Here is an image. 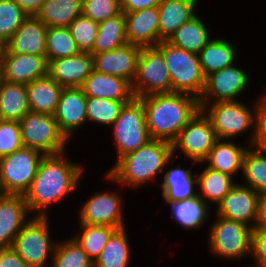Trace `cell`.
Wrapping results in <instances>:
<instances>
[{
	"mask_svg": "<svg viewBox=\"0 0 266 267\" xmlns=\"http://www.w3.org/2000/svg\"><path fill=\"white\" fill-rule=\"evenodd\" d=\"M67 152L46 155L24 198L30 214L48 217L49 208L78 188L84 175V165L68 160Z\"/></svg>",
	"mask_w": 266,
	"mask_h": 267,
	"instance_id": "6da1fadb",
	"label": "cell"
},
{
	"mask_svg": "<svg viewBox=\"0 0 266 267\" xmlns=\"http://www.w3.org/2000/svg\"><path fill=\"white\" fill-rule=\"evenodd\" d=\"M139 99L144 105L151 139L170 143L200 110L199 100L185 93L152 94Z\"/></svg>",
	"mask_w": 266,
	"mask_h": 267,
	"instance_id": "7a4b0ae2",
	"label": "cell"
},
{
	"mask_svg": "<svg viewBox=\"0 0 266 267\" xmlns=\"http://www.w3.org/2000/svg\"><path fill=\"white\" fill-rule=\"evenodd\" d=\"M173 157L172 143L151 139L136 151L119 158L105 174L111 183L138 189L151 181L169 167L167 162Z\"/></svg>",
	"mask_w": 266,
	"mask_h": 267,
	"instance_id": "3957f363",
	"label": "cell"
},
{
	"mask_svg": "<svg viewBox=\"0 0 266 267\" xmlns=\"http://www.w3.org/2000/svg\"><path fill=\"white\" fill-rule=\"evenodd\" d=\"M255 102V103H254ZM243 101H226L215 103H199L200 110L210 120L218 139L232 140L250 130L248 146L253 145L255 135V109ZM252 108V109H251Z\"/></svg>",
	"mask_w": 266,
	"mask_h": 267,
	"instance_id": "277c9868",
	"label": "cell"
},
{
	"mask_svg": "<svg viewBox=\"0 0 266 267\" xmlns=\"http://www.w3.org/2000/svg\"><path fill=\"white\" fill-rule=\"evenodd\" d=\"M162 55L171 77L172 92L185 93L198 100L203 94L206 77L199 55L161 41L155 47Z\"/></svg>",
	"mask_w": 266,
	"mask_h": 267,
	"instance_id": "5b68a950",
	"label": "cell"
},
{
	"mask_svg": "<svg viewBox=\"0 0 266 267\" xmlns=\"http://www.w3.org/2000/svg\"><path fill=\"white\" fill-rule=\"evenodd\" d=\"M49 217L32 216L12 243L11 248L30 267H50L51 265L58 241L52 239L53 234L51 237Z\"/></svg>",
	"mask_w": 266,
	"mask_h": 267,
	"instance_id": "8992f818",
	"label": "cell"
},
{
	"mask_svg": "<svg viewBox=\"0 0 266 267\" xmlns=\"http://www.w3.org/2000/svg\"><path fill=\"white\" fill-rule=\"evenodd\" d=\"M23 147L31 148L46 155L66 152L69 140L59 130L51 114L29 111L20 121Z\"/></svg>",
	"mask_w": 266,
	"mask_h": 267,
	"instance_id": "52a82bcc",
	"label": "cell"
},
{
	"mask_svg": "<svg viewBox=\"0 0 266 267\" xmlns=\"http://www.w3.org/2000/svg\"><path fill=\"white\" fill-rule=\"evenodd\" d=\"M110 130L117 151L116 160L147 144L151 137L143 102L139 98H134L124 104Z\"/></svg>",
	"mask_w": 266,
	"mask_h": 267,
	"instance_id": "ba28073f",
	"label": "cell"
},
{
	"mask_svg": "<svg viewBox=\"0 0 266 267\" xmlns=\"http://www.w3.org/2000/svg\"><path fill=\"white\" fill-rule=\"evenodd\" d=\"M216 216L208 229L209 253L226 261L242 260L251 255L252 228L244 223Z\"/></svg>",
	"mask_w": 266,
	"mask_h": 267,
	"instance_id": "9c48e42d",
	"label": "cell"
},
{
	"mask_svg": "<svg viewBox=\"0 0 266 267\" xmlns=\"http://www.w3.org/2000/svg\"><path fill=\"white\" fill-rule=\"evenodd\" d=\"M43 157L40 152L23 147L0 158V194L24 195Z\"/></svg>",
	"mask_w": 266,
	"mask_h": 267,
	"instance_id": "30bf717a",
	"label": "cell"
},
{
	"mask_svg": "<svg viewBox=\"0 0 266 267\" xmlns=\"http://www.w3.org/2000/svg\"><path fill=\"white\" fill-rule=\"evenodd\" d=\"M132 90L135 98L172 92L167 65L155 47L140 49Z\"/></svg>",
	"mask_w": 266,
	"mask_h": 267,
	"instance_id": "8fae6325",
	"label": "cell"
},
{
	"mask_svg": "<svg viewBox=\"0 0 266 267\" xmlns=\"http://www.w3.org/2000/svg\"><path fill=\"white\" fill-rule=\"evenodd\" d=\"M217 140L210 120L199 110L172 142L173 156L183 154L184 160L202 163Z\"/></svg>",
	"mask_w": 266,
	"mask_h": 267,
	"instance_id": "7c38bea8",
	"label": "cell"
},
{
	"mask_svg": "<svg viewBox=\"0 0 266 267\" xmlns=\"http://www.w3.org/2000/svg\"><path fill=\"white\" fill-rule=\"evenodd\" d=\"M122 198L119 191L94 192L80 207L79 223L112 226L118 229L127 227L123 219Z\"/></svg>",
	"mask_w": 266,
	"mask_h": 267,
	"instance_id": "4fadbf2b",
	"label": "cell"
},
{
	"mask_svg": "<svg viewBox=\"0 0 266 267\" xmlns=\"http://www.w3.org/2000/svg\"><path fill=\"white\" fill-rule=\"evenodd\" d=\"M251 76L236 63L206 77L199 103L239 101L240 95L249 87Z\"/></svg>",
	"mask_w": 266,
	"mask_h": 267,
	"instance_id": "5bb4252c",
	"label": "cell"
},
{
	"mask_svg": "<svg viewBox=\"0 0 266 267\" xmlns=\"http://www.w3.org/2000/svg\"><path fill=\"white\" fill-rule=\"evenodd\" d=\"M260 195L249 186L237 183L214 208L215 214L250 226L256 221Z\"/></svg>",
	"mask_w": 266,
	"mask_h": 267,
	"instance_id": "9a60e30c",
	"label": "cell"
},
{
	"mask_svg": "<svg viewBox=\"0 0 266 267\" xmlns=\"http://www.w3.org/2000/svg\"><path fill=\"white\" fill-rule=\"evenodd\" d=\"M86 100L81 87H63L53 117L69 141L76 131L87 124Z\"/></svg>",
	"mask_w": 266,
	"mask_h": 267,
	"instance_id": "2e32d148",
	"label": "cell"
},
{
	"mask_svg": "<svg viewBox=\"0 0 266 267\" xmlns=\"http://www.w3.org/2000/svg\"><path fill=\"white\" fill-rule=\"evenodd\" d=\"M1 63L4 81L9 83L30 82L48 76V61L46 55L14 54L5 48L2 52Z\"/></svg>",
	"mask_w": 266,
	"mask_h": 267,
	"instance_id": "e0dca14e",
	"label": "cell"
},
{
	"mask_svg": "<svg viewBox=\"0 0 266 267\" xmlns=\"http://www.w3.org/2000/svg\"><path fill=\"white\" fill-rule=\"evenodd\" d=\"M31 216L24 195L0 194V249L11 248Z\"/></svg>",
	"mask_w": 266,
	"mask_h": 267,
	"instance_id": "ac0fdd59",
	"label": "cell"
},
{
	"mask_svg": "<svg viewBox=\"0 0 266 267\" xmlns=\"http://www.w3.org/2000/svg\"><path fill=\"white\" fill-rule=\"evenodd\" d=\"M141 47L127 43L111 51L95 53L94 70L99 73L121 77L131 84L136 75L137 60Z\"/></svg>",
	"mask_w": 266,
	"mask_h": 267,
	"instance_id": "d6986e66",
	"label": "cell"
},
{
	"mask_svg": "<svg viewBox=\"0 0 266 267\" xmlns=\"http://www.w3.org/2000/svg\"><path fill=\"white\" fill-rule=\"evenodd\" d=\"M93 71V55L88 52L48 62V76L63 87H81Z\"/></svg>",
	"mask_w": 266,
	"mask_h": 267,
	"instance_id": "ffe728a7",
	"label": "cell"
},
{
	"mask_svg": "<svg viewBox=\"0 0 266 267\" xmlns=\"http://www.w3.org/2000/svg\"><path fill=\"white\" fill-rule=\"evenodd\" d=\"M128 43L141 48L159 44V10L157 7L124 13Z\"/></svg>",
	"mask_w": 266,
	"mask_h": 267,
	"instance_id": "44dd1931",
	"label": "cell"
},
{
	"mask_svg": "<svg viewBox=\"0 0 266 267\" xmlns=\"http://www.w3.org/2000/svg\"><path fill=\"white\" fill-rule=\"evenodd\" d=\"M47 28L35 16H28L4 48L14 54L46 55Z\"/></svg>",
	"mask_w": 266,
	"mask_h": 267,
	"instance_id": "7402d4cb",
	"label": "cell"
},
{
	"mask_svg": "<svg viewBox=\"0 0 266 267\" xmlns=\"http://www.w3.org/2000/svg\"><path fill=\"white\" fill-rule=\"evenodd\" d=\"M177 159L176 157H172L167 165H170L169 169L164 173L161 179V183L159 184V188L162 193L161 196L164 200H173V201H181L189 198H193L197 196V191L195 190V185H197V173L193 174L192 168L193 166L198 165V163L192 161L191 169H184L178 164L177 166H172V164Z\"/></svg>",
	"mask_w": 266,
	"mask_h": 267,
	"instance_id": "603a6c76",
	"label": "cell"
},
{
	"mask_svg": "<svg viewBox=\"0 0 266 267\" xmlns=\"http://www.w3.org/2000/svg\"><path fill=\"white\" fill-rule=\"evenodd\" d=\"M81 88L86 97L106 98L121 102H130L135 98L132 84L129 81L95 70L86 78Z\"/></svg>",
	"mask_w": 266,
	"mask_h": 267,
	"instance_id": "cb8c5ba5",
	"label": "cell"
},
{
	"mask_svg": "<svg viewBox=\"0 0 266 267\" xmlns=\"http://www.w3.org/2000/svg\"><path fill=\"white\" fill-rule=\"evenodd\" d=\"M200 0H163L159 6V43L167 41L184 23L195 17Z\"/></svg>",
	"mask_w": 266,
	"mask_h": 267,
	"instance_id": "d4e9b609",
	"label": "cell"
},
{
	"mask_svg": "<svg viewBox=\"0 0 266 267\" xmlns=\"http://www.w3.org/2000/svg\"><path fill=\"white\" fill-rule=\"evenodd\" d=\"M232 140L218 139L207 158L203 161L206 166L237 177L242 173L243 157L248 146Z\"/></svg>",
	"mask_w": 266,
	"mask_h": 267,
	"instance_id": "484cf974",
	"label": "cell"
},
{
	"mask_svg": "<svg viewBox=\"0 0 266 267\" xmlns=\"http://www.w3.org/2000/svg\"><path fill=\"white\" fill-rule=\"evenodd\" d=\"M164 204L171 206L173 220L187 231L202 228L211 215V206L198 195L181 201L164 200Z\"/></svg>",
	"mask_w": 266,
	"mask_h": 267,
	"instance_id": "4316f807",
	"label": "cell"
},
{
	"mask_svg": "<svg viewBox=\"0 0 266 267\" xmlns=\"http://www.w3.org/2000/svg\"><path fill=\"white\" fill-rule=\"evenodd\" d=\"M237 45L223 37H213L200 51V64L205 77L225 67L231 66L238 59Z\"/></svg>",
	"mask_w": 266,
	"mask_h": 267,
	"instance_id": "83f0119b",
	"label": "cell"
},
{
	"mask_svg": "<svg viewBox=\"0 0 266 267\" xmlns=\"http://www.w3.org/2000/svg\"><path fill=\"white\" fill-rule=\"evenodd\" d=\"M26 86L30 111L53 115L63 86L49 76L34 80Z\"/></svg>",
	"mask_w": 266,
	"mask_h": 267,
	"instance_id": "f1b7e54d",
	"label": "cell"
},
{
	"mask_svg": "<svg viewBox=\"0 0 266 267\" xmlns=\"http://www.w3.org/2000/svg\"><path fill=\"white\" fill-rule=\"evenodd\" d=\"M202 164L205 168L197 174L196 187H199L197 194L206 203L208 202V205H210V201L216 207L237 181L231 175L214 170L206 166L203 162L198 163V166H203Z\"/></svg>",
	"mask_w": 266,
	"mask_h": 267,
	"instance_id": "f546056e",
	"label": "cell"
},
{
	"mask_svg": "<svg viewBox=\"0 0 266 267\" xmlns=\"http://www.w3.org/2000/svg\"><path fill=\"white\" fill-rule=\"evenodd\" d=\"M208 25L197 14L190 21L181 25L167 40L173 46L199 54L209 42L211 35Z\"/></svg>",
	"mask_w": 266,
	"mask_h": 267,
	"instance_id": "4dcf8cb0",
	"label": "cell"
},
{
	"mask_svg": "<svg viewBox=\"0 0 266 267\" xmlns=\"http://www.w3.org/2000/svg\"><path fill=\"white\" fill-rule=\"evenodd\" d=\"M82 0H45L35 17L47 27H68L82 15Z\"/></svg>",
	"mask_w": 266,
	"mask_h": 267,
	"instance_id": "1f68e13d",
	"label": "cell"
},
{
	"mask_svg": "<svg viewBox=\"0 0 266 267\" xmlns=\"http://www.w3.org/2000/svg\"><path fill=\"white\" fill-rule=\"evenodd\" d=\"M29 111L26 84L4 81L0 88V120L19 122Z\"/></svg>",
	"mask_w": 266,
	"mask_h": 267,
	"instance_id": "d6a6232c",
	"label": "cell"
},
{
	"mask_svg": "<svg viewBox=\"0 0 266 267\" xmlns=\"http://www.w3.org/2000/svg\"><path fill=\"white\" fill-rule=\"evenodd\" d=\"M127 228L117 229L104 246L100 256L94 261V267H129L132 251Z\"/></svg>",
	"mask_w": 266,
	"mask_h": 267,
	"instance_id": "836d02e7",
	"label": "cell"
},
{
	"mask_svg": "<svg viewBox=\"0 0 266 267\" xmlns=\"http://www.w3.org/2000/svg\"><path fill=\"white\" fill-rule=\"evenodd\" d=\"M241 176L244 178L242 184L259 195L266 194V151L248 146L243 157Z\"/></svg>",
	"mask_w": 266,
	"mask_h": 267,
	"instance_id": "e575fe53",
	"label": "cell"
},
{
	"mask_svg": "<svg viewBox=\"0 0 266 267\" xmlns=\"http://www.w3.org/2000/svg\"><path fill=\"white\" fill-rule=\"evenodd\" d=\"M127 43L126 22L122 12L99 23L98 34L93 44V54L111 51Z\"/></svg>",
	"mask_w": 266,
	"mask_h": 267,
	"instance_id": "d590c367",
	"label": "cell"
},
{
	"mask_svg": "<svg viewBox=\"0 0 266 267\" xmlns=\"http://www.w3.org/2000/svg\"><path fill=\"white\" fill-rule=\"evenodd\" d=\"M78 225L80 227L79 231L71 237L75 239L94 262L100 256L104 246L118 228L84 223H79Z\"/></svg>",
	"mask_w": 266,
	"mask_h": 267,
	"instance_id": "8d00e7d4",
	"label": "cell"
},
{
	"mask_svg": "<svg viewBox=\"0 0 266 267\" xmlns=\"http://www.w3.org/2000/svg\"><path fill=\"white\" fill-rule=\"evenodd\" d=\"M50 267H94V262L70 237L57 242Z\"/></svg>",
	"mask_w": 266,
	"mask_h": 267,
	"instance_id": "74e56055",
	"label": "cell"
},
{
	"mask_svg": "<svg viewBox=\"0 0 266 267\" xmlns=\"http://www.w3.org/2000/svg\"><path fill=\"white\" fill-rule=\"evenodd\" d=\"M80 52L68 27H48L46 33V58L51 61L70 57Z\"/></svg>",
	"mask_w": 266,
	"mask_h": 267,
	"instance_id": "f35d334b",
	"label": "cell"
},
{
	"mask_svg": "<svg viewBox=\"0 0 266 267\" xmlns=\"http://www.w3.org/2000/svg\"><path fill=\"white\" fill-rule=\"evenodd\" d=\"M129 102L115 101L106 98L87 97V124L96 123L110 128L118 118L121 108Z\"/></svg>",
	"mask_w": 266,
	"mask_h": 267,
	"instance_id": "ab89813d",
	"label": "cell"
},
{
	"mask_svg": "<svg viewBox=\"0 0 266 267\" xmlns=\"http://www.w3.org/2000/svg\"><path fill=\"white\" fill-rule=\"evenodd\" d=\"M28 14L14 0H0V42L5 45L27 19Z\"/></svg>",
	"mask_w": 266,
	"mask_h": 267,
	"instance_id": "60d3db41",
	"label": "cell"
},
{
	"mask_svg": "<svg viewBox=\"0 0 266 267\" xmlns=\"http://www.w3.org/2000/svg\"><path fill=\"white\" fill-rule=\"evenodd\" d=\"M68 29L80 52L93 54V44L98 34L99 23L80 15L68 26Z\"/></svg>",
	"mask_w": 266,
	"mask_h": 267,
	"instance_id": "b9f144b4",
	"label": "cell"
},
{
	"mask_svg": "<svg viewBox=\"0 0 266 267\" xmlns=\"http://www.w3.org/2000/svg\"><path fill=\"white\" fill-rule=\"evenodd\" d=\"M82 15L100 23L122 13L121 0H82Z\"/></svg>",
	"mask_w": 266,
	"mask_h": 267,
	"instance_id": "7bdbcfd3",
	"label": "cell"
},
{
	"mask_svg": "<svg viewBox=\"0 0 266 267\" xmlns=\"http://www.w3.org/2000/svg\"><path fill=\"white\" fill-rule=\"evenodd\" d=\"M23 148L18 121L0 120V158Z\"/></svg>",
	"mask_w": 266,
	"mask_h": 267,
	"instance_id": "ee69618b",
	"label": "cell"
},
{
	"mask_svg": "<svg viewBox=\"0 0 266 267\" xmlns=\"http://www.w3.org/2000/svg\"><path fill=\"white\" fill-rule=\"evenodd\" d=\"M263 96L255 99V135L253 146L266 151V95Z\"/></svg>",
	"mask_w": 266,
	"mask_h": 267,
	"instance_id": "f6af8a7d",
	"label": "cell"
},
{
	"mask_svg": "<svg viewBox=\"0 0 266 267\" xmlns=\"http://www.w3.org/2000/svg\"><path fill=\"white\" fill-rule=\"evenodd\" d=\"M254 260V267H266V231L252 229L251 234V255ZM256 265V266H255Z\"/></svg>",
	"mask_w": 266,
	"mask_h": 267,
	"instance_id": "bcb514c9",
	"label": "cell"
},
{
	"mask_svg": "<svg viewBox=\"0 0 266 267\" xmlns=\"http://www.w3.org/2000/svg\"><path fill=\"white\" fill-rule=\"evenodd\" d=\"M0 267H30L12 248L0 249Z\"/></svg>",
	"mask_w": 266,
	"mask_h": 267,
	"instance_id": "7dc6e473",
	"label": "cell"
},
{
	"mask_svg": "<svg viewBox=\"0 0 266 267\" xmlns=\"http://www.w3.org/2000/svg\"><path fill=\"white\" fill-rule=\"evenodd\" d=\"M163 0H121L123 13L135 12L138 10L157 7Z\"/></svg>",
	"mask_w": 266,
	"mask_h": 267,
	"instance_id": "c3c4849f",
	"label": "cell"
},
{
	"mask_svg": "<svg viewBox=\"0 0 266 267\" xmlns=\"http://www.w3.org/2000/svg\"><path fill=\"white\" fill-rule=\"evenodd\" d=\"M253 229L266 231V194L260 195L257 206V216Z\"/></svg>",
	"mask_w": 266,
	"mask_h": 267,
	"instance_id": "681fc988",
	"label": "cell"
},
{
	"mask_svg": "<svg viewBox=\"0 0 266 267\" xmlns=\"http://www.w3.org/2000/svg\"><path fill=\"white\" fill-rule=\"evenodd\" d=\"M28 16H35L45 0H14Z\"/></svg>",
	"mask_w": 266,
	"mask_h": 267,
	"instance_id": "f907efd6",
	"label": "cell"
},
{
	"mask_svg": "<svg viewBox=\"0 0 266 267\" xmlns=\"http://www.w3.org/2000/svg\"><path fill=\"white\" fill-rule=\"evenodd\" d=\"M3 82H4V74H3L2 63L0 61V88L2 87Z\"/></svg>",
	"mask_w": 266,
	"mask_h": 267,
	"instance_id": "816d5d0a",
	"label": "cell"
},
{
	"mask_svg": "<svg viewBox=\"0 0 266 267\" xmlns=\"http://www.w3.org/2000/svg\"><path fill=\"white\" fill-rule=\"evenodd\" d=\"M3 49H4V45L0 42V61H1Z\"/></svg>",
	"mask_w": 266,
	"mask_h": 267,
	"instance_id": "f5cc1de1",
	"label": "cell"
}]
</instances>
